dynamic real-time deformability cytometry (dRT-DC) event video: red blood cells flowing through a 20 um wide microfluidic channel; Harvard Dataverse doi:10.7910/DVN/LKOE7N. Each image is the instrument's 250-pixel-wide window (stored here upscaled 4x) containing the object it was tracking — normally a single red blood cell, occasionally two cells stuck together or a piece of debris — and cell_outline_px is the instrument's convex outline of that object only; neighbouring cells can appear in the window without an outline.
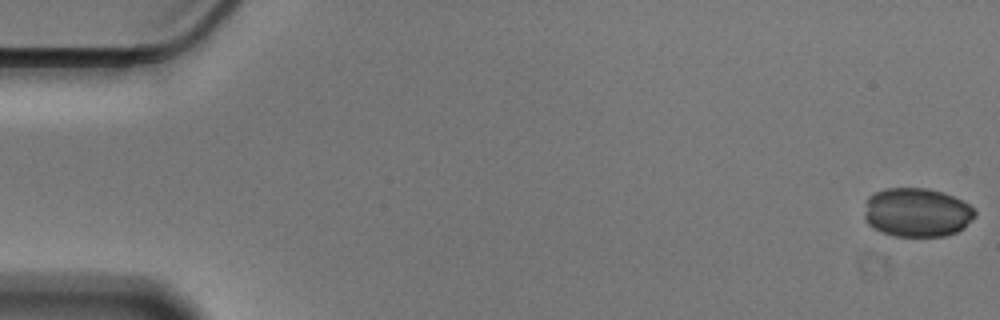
{"species": "Egyptian fruit bat (a non-hibernating species)", "species_latin": "Rousettus aegyptiacus", "temperature_condition": "cold", "stored_images_in_passage": 57, "camera_frame_rate_fps": 3000, "um_per_image_px": 0.085, "animal": {"sex": "male"}, "frame": {"image": 1, "passage_image": 1, "time_ms": 0.0, "image_size_px": [1000, 320], "cell_outline_px": [[976, 216], [964, 228], [956, 232], [944, 236], [892, 236], [880, 232], [872, 228], [868, 224], [864, 216], [868, 196], [884, 188], [928, 188], [944, 192], [968, 204], [976, 212]], "centroid_in_image_um": [77.93, 18.06], "position_along_channel_um": 7.1, "area_um2": 31.73}}
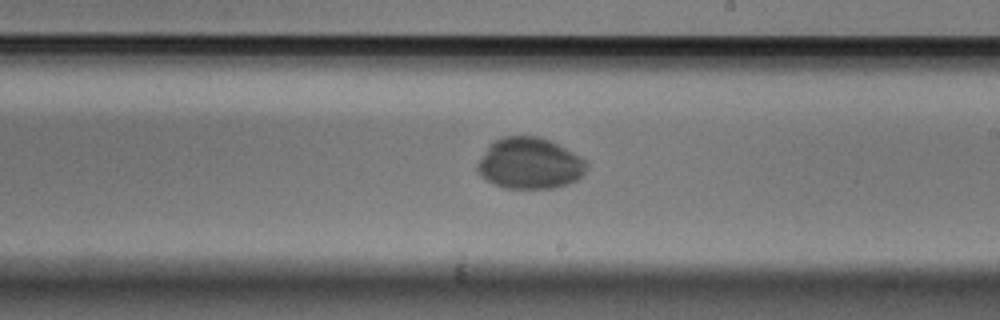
{"frame": {"image": 2, "passage_image": 33, "time_ms": 10.667, "image_size_px": [1000, 320], "cell_outline_px": [[588, 168], [584, 176], [568, 184], [552, 188], [504, 188], [492, 184], [480, 176], [476, 172], [476, 164], [484, 152], [496, 140], [504, 136], [540, 136], [588, 160]], "centroid_in_image_um": [45.03, 13.91], "position_along_channel_um": 244.0, "area_um2": 32.77}}
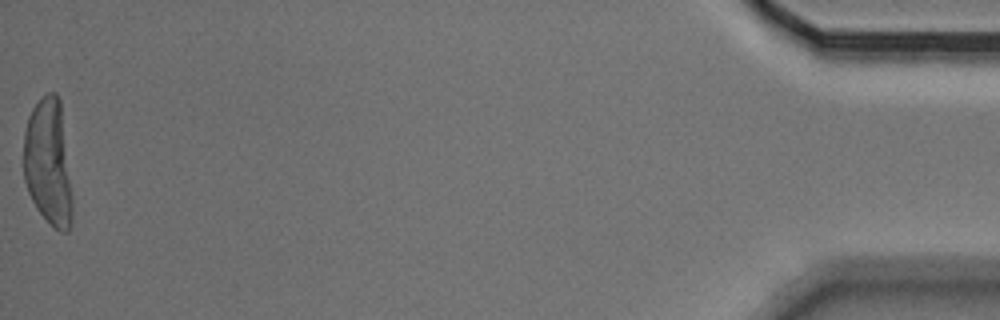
{"frame": {"image": 3, "passage_image": 57, "time_ms": 18.667, "image_size_px": [1000, 320], "cell_outline_px": [[72, 224], [68, 232], [60, 232], [36, 208], [28, 192], [24, 180], [24, 132], [28, 116], [32, 108], [48, 92], [56, 92], [60, 100], [72, 192]], "centroid_in_image_um": [4.11, 13.83], "position_along_channel_um": 431.1, "area_um2": 35.95}}